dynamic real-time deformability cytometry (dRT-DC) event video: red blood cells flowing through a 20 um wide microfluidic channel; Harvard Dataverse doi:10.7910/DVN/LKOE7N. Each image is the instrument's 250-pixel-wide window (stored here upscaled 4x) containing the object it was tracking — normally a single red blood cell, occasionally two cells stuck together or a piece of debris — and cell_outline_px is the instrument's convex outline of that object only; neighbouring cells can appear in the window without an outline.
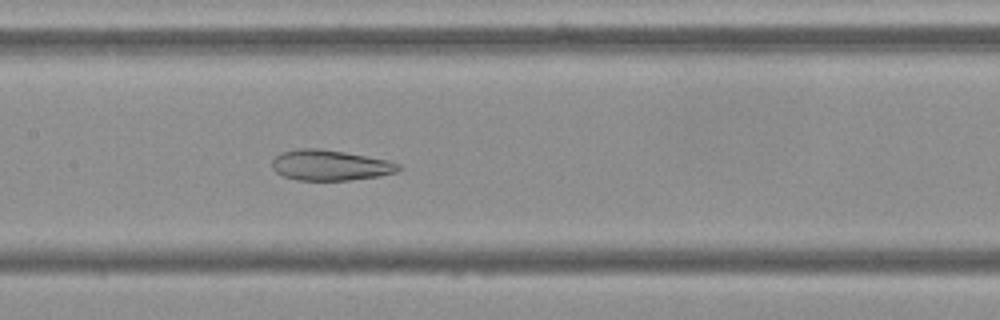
{"species": "Egyptian fruit bat (a non-hibernating species)", "species_latin": "Rousettus aegyptiacus", "temperature_condition": "cold", "stored_images_in_passage": 51, "camera_frame_rate_fps": 3000, "um_per_image_px": 0.085, "frame": {"image": 1, "passage_image": 23, "time_ms": 7.333, "image_size_px": [1000, 320], "cell_outline_px": [[404, 168], [396, 172], [380, 176], [348, 180], [296, 180], [284, 176], [276, 172], [272, 168], [272, 160], [280, 152], [300, 148], [320, 148], [344, 152], [388, 160], [400, 164]], "centroid_in_image_um": [28.07, 14.04], "position_along_channel_um": 179.3, "area_um2": 22.6}}
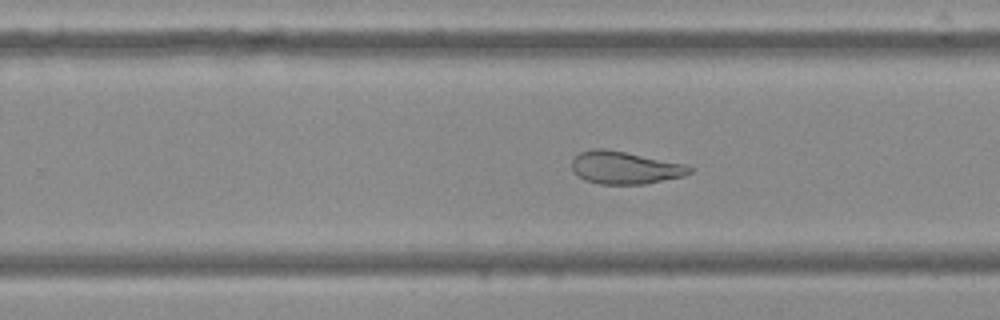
{"frame": {"image": 2, "passage_image": 31, "time_ms": 10.0, "image_size_px": [1000, 320], "cell_outline_px": [[696, 168], [692, 172], [684, 176], [644, 184], [600, 184], [584, 180], [572, 168], [572, 160], [580, 152], [592, 148], [604, 148], [684, 164]], "centroid_in_image_um": [53.13, 14.25], "position_along_channel_um": 276.7, "area_um2": 22.2}}
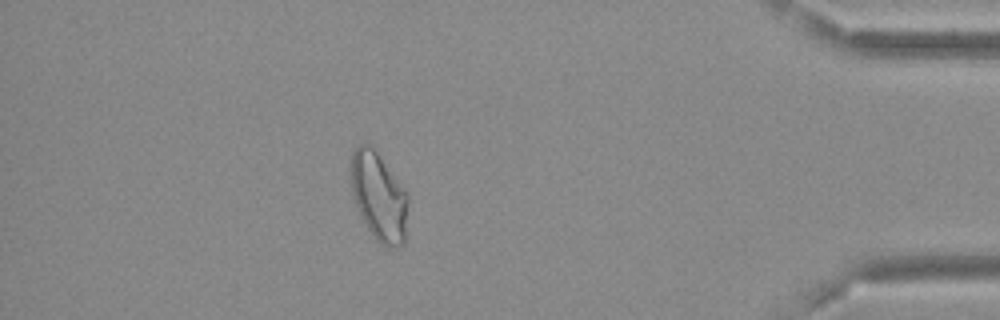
{"frame": {"image": 3, "passage_image": 45, "time_ms": 14.667, "image_size_px": [1000, 320], "cell_outline_px": [[408, 204], [404, 244], [396, 248], [388, 248], [380, 244], [376, 240], [368, 228], [356, 204], [352, 192], [352, 152], [356, 144], [372, 144], [404, 188], [408, 196]], "centroid_in_image_um": [32.23, 16.71], "position_along_channel_um": 403.0, "area_um2": 29.36}, "authors_computed_cell_mechanics": {"area_um2": 28.5532, "velocity_mm_per_s": 3.6599, "shape_relaxation_time_tau1_ms": null, "shape_relaxation_time_tau2_ms": 1.5057, "deformation_change_tau1": null, "deformation_change_tau2": 0.0877}}